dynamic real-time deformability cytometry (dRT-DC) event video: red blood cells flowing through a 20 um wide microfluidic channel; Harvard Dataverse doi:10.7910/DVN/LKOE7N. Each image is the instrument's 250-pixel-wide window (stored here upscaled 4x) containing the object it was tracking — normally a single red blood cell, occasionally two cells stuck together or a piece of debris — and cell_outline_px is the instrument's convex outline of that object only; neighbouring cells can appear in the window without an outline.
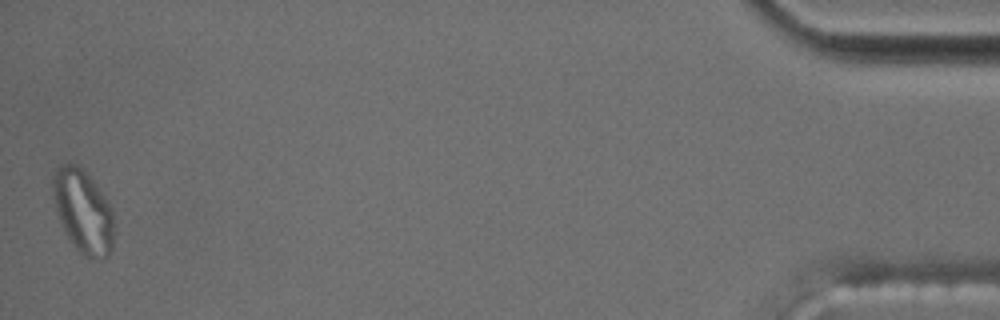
{"species": "common noctule bat (a hibernating species)", "species_latin": "Nyctalus noctula", "temperature_condition": "cold", "stored_images_in_passage": 46, "segment_of_instrument_passage": [2, 2], "camera_frame_rate_fps": 3000, "um_per_image_px": 0.085, "animal": {"sex": "male", "body_mass_g": 17.5, "forearm_length_mm": 52.3}, "frame": {"image": 1, "passage_image": 46, "time_ms": 15.0, "image_size_px": [1000, 320], "cell_outline_px": [[112, 248], [108, 256], [84, 256], [76, 248], [68, 236], [60, 220], [56, 208], [52, 184], [52, 180], [56, 168], [60, 164], [76, 164], [92, 180], [108, 200], [112, 208]], "centroid_in_image_um": [7.06, 17.92], "position_along_channel_um": 428.1, "area_um2": 28.73}}